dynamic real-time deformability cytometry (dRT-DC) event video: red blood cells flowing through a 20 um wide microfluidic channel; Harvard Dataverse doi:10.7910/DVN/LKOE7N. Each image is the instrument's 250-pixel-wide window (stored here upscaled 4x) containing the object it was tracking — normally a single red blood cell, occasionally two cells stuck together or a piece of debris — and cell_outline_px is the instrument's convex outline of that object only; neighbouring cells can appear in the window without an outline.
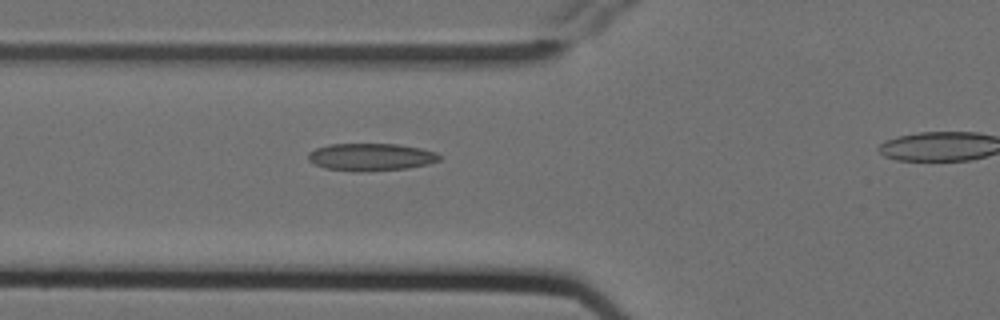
{"species": "Egyptian fruit bat (a non-hibernating species)", "species_latin": "Rousettus aegyptiacus", "temperature_condition": "cold", "stored_images_in_passage": 6, "segment_of_instrument_passage": [1, 2], "camera_frame_rate_fps": 3000, "um_per_image_px": 0.085, "animal": {"sex": "female"}, "frame": {"image": 1, "passage_image": 5, "time_ms": 1.333, "image_size_px": [1000, 320], "cell_outline_px": [[440, 160], [428, 164], [408, 168], [360, 172], [356, 172], [324, 168], [308, 160], [308, 152], [316, 148], [328, 144], [396, 144], [420, 148], [436, 152], [440, 156]], "centroid_in_image_um": [31.51, 13.35], "position_along_channel_um": 94.3, "area_um2": 21.04}}